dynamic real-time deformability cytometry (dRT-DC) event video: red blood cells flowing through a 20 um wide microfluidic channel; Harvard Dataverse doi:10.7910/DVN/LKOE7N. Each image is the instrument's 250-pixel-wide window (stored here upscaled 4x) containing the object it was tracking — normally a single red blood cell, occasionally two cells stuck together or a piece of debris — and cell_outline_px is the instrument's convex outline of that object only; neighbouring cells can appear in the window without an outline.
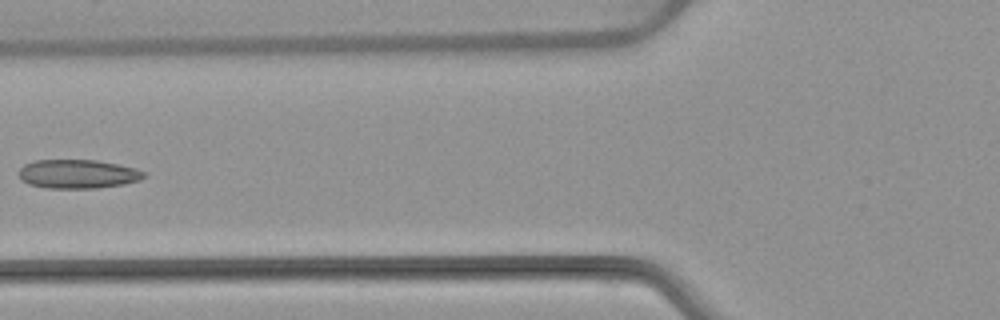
{"species": "common noctule bat (a hibernating species)", "species_latin": "Nyctalus noctula", "temperature_condition": "warm", "stored_images_in_passage": 6, "camera_frame_rate_fps": 3000, "um_per_image_px": 0.085, "animal": {"sex": "female", "body_mass_g": 22.7, "forearm_length_mm": 54.2}, "frame": {"image": 1, "passage_image": 5, "time_ms": 5.0, "image_size_px": [1000, 320], "cell_outline_px": [[148, 172], [140, 180], [124, 184], [96, 188], [48, 188], [28, 184], [20, 180], [16, 172], [24, 164], [36, 160], [96, 160], [136, 168]], "centroid_in_image_um": [6.58, 14.79], "position_along_channel_um": 119.2, "area_um2": 21.27}}
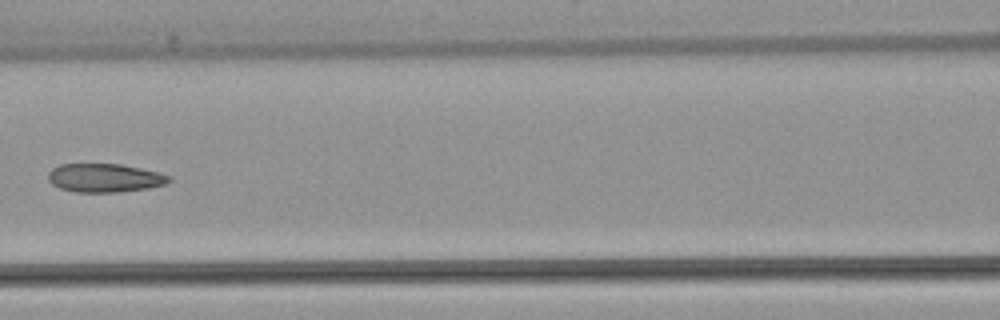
{"frame": {"image": 2, "passage_image": 6, "time_ms": 6.0, "image_size_px": [1000, 320], "cell_outline_px": [[172, 180], [164, 184], [148, 188], [116, 192], [76, 192], [60, 188], [52, 184], [48, 180], [48, 172], [52, 168], [60, 164], [120, 164], [140, 168], [172, 176]], "centroid_in_image_um": [8.87, 15.12], "position_along_channel_um": 157.7, "area_um2": 20.06}}